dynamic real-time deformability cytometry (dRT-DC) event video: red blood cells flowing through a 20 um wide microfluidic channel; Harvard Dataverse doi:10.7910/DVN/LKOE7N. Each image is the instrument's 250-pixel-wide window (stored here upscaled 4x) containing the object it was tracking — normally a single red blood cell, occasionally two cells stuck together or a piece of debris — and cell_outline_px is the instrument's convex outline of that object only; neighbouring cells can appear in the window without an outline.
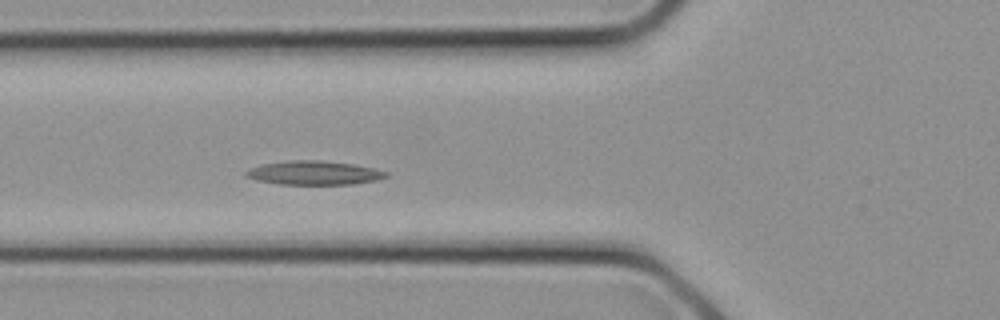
{"species": "common noctule bat (a hibernating species)", "species_latin": "Nyctalus noctula", "temperature_condition": "cold", "stored_images_in_passage": 8, "camera_frame_rate_fps": 3000, "um_per_image_px": 0.085, "animal": {"sex": "female", "body_mass_g": 21.9}, "frame": {"image": 1, "passage_image": 8, "time_ms": 2.333, "image_size_px": [1000, 320], "cell_outline_px": [[388, 176], [376, 180], [352, 184], [280, 184], [256, 180], [244, 176], [244, 172], [248, 168], [260, 164], [288, 160], [320, 160], [352, 164], [376, 168], [388, 172]], "centroid_in_image_um": [26.65, 14.68], "position_along_channel_um": 99.2, "area_um2": 19.65}}